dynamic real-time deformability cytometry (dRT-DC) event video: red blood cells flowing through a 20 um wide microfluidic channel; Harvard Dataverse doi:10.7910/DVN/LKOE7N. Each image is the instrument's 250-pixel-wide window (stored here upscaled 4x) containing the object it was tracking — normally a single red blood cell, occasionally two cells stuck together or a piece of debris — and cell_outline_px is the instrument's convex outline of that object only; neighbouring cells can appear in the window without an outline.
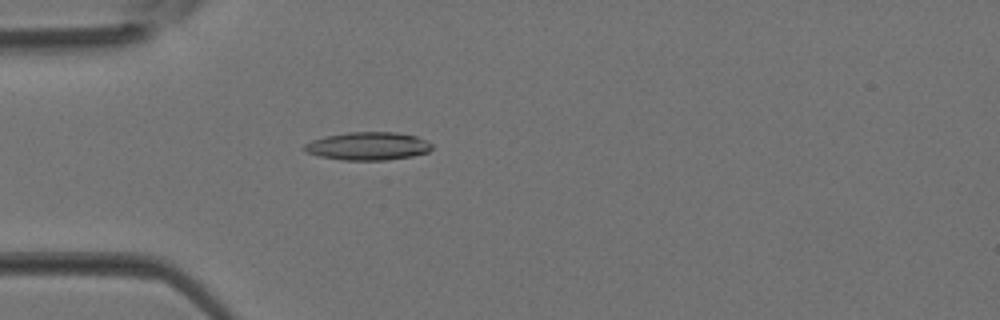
{"species": "Egyptian fruit bat (a non-hibernating species)", "species_latin": "Rousettus aegyptiacus", "temperature_condition": "room temperature", "stored_images_in_passage": 2, "camera_frame_rate_fps": 3000, "um_per_image_px": 0.085, "animal": {"sex": "female"}, "frame": {"image": 1, "passage_image": 2, "time_ms": 0.333, "image_size_px": [1000, 320], "cell_outline_px": [[432, 148], [428, 152], [412, 156], [388, 160], [344, 160], [320, 156], [308, 152], [304, 148], [304, 144], [312, 140], [324, 136], [348, 132], [396, 132], [416, 136], [432, 144]], "centroid_in_image_um": [31.29, 12.41], "position_along_channel_um": 53.7, "area_um2": 20.75}}